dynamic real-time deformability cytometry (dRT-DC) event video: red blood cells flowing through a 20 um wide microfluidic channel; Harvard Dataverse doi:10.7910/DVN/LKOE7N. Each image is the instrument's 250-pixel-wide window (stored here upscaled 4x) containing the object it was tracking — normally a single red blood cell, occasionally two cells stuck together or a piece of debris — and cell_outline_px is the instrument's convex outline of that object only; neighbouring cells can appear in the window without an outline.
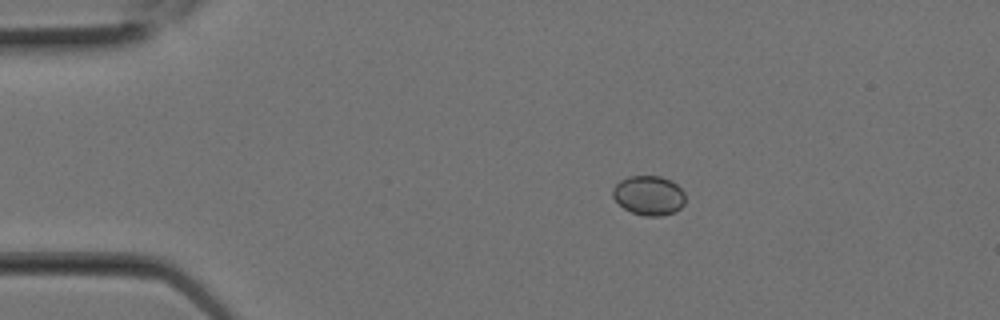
{"species": "Egyptian fruit bat (a non-hibernating species)", "species_latin": "Rousettus aegyptiacus", "temperature_condition": "room temperature", "stored_images_in_passage": 2, "camera_frame_rate_fps": 3000, "um_per_image_px": 0.085, "animal": {"sex": "female"}, "frame": {"image": 1, "passage_image": 1, "time_ms": 0.0, "image_size_px": [1000, 320], "cell_outline_px": [[684, 204], [680, 208], [672, 212], [660, 216], [644, 216], [632, 212], [624, 208], [612, 196], [612, 188], [620, 180], [628, 176], [660, 176], [672, 180], [684, 192]], "centroid_in_image_um": [55.14, 16.6], "position_along_channel_um": 29.9, "area_um2": 16.65}}
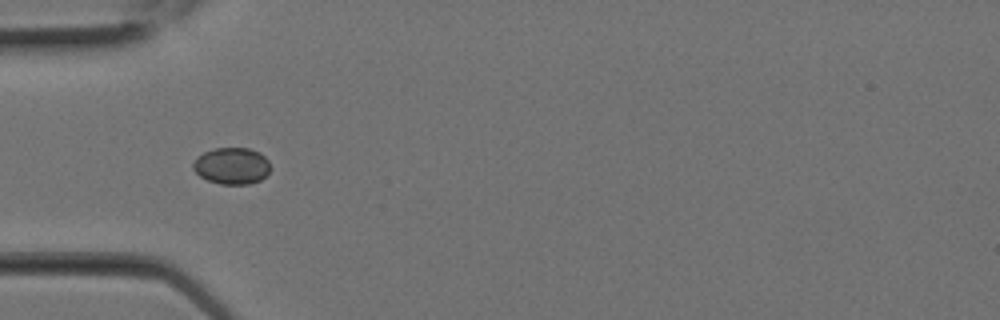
{"frame": {"image": 2, "passage_image": 2, "time_ms": 0.333, "image_size_px": [1000, 320], "cell_outline_px": [[272, 168], [260, 180], [248, 184], [220, 184], [208, 180], [200, 176], [192, 168], [192, 164], [196, 156], [204, 152], [216, 148], [248, 148], [260, 152], [268, 160]], "centroid_in_image_um": [19.7, 14.09], "position_along_channel_um": 65.3, "area_um2": 16.59}}